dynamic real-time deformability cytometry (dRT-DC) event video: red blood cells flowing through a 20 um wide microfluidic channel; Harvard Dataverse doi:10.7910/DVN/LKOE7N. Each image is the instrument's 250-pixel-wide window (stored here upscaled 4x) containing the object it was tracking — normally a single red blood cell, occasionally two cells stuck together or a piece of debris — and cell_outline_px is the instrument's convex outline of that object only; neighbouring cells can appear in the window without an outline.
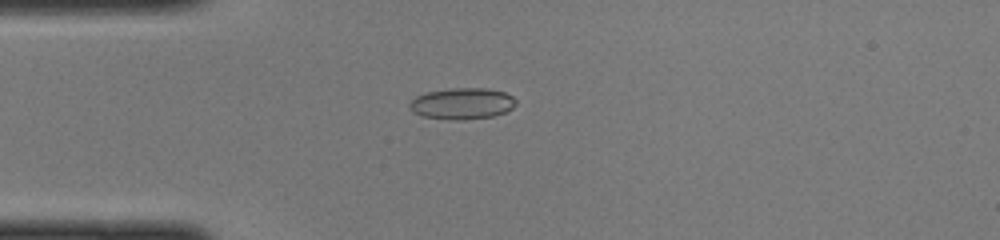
{"species": "common noctule bat (a hibernating species)", "species_latin": "Nyctalus noctula", "temperature_condition": "cold", "stored_images_in_passage": 46, "camera_frame_rate_fps": 3000, "um_per_image_px": 0.085, "animal": {"sex": "female", "body_mass_g": 22.0, "forearm_length_mm": 56.7}, "frame": {"image": 1, "passage_image": 12, "time_ms": 3.667, "image_size_px": [1000, 240], "cell_outline_px": [[516, 104], [512, 108], [504, 112], [492, 116], [464, 120], [448, 120], [420, 116], [412, 112], [408, 108], [408, 104], [416, 96], [428, 92], [452, 88], [488, 88], [504, 92], [512, 96], [516, 100]], "centroid_in_image_um": [39.25, 8.81], "position_along_channel_um": 45.8, "area_um2": 19.59}}
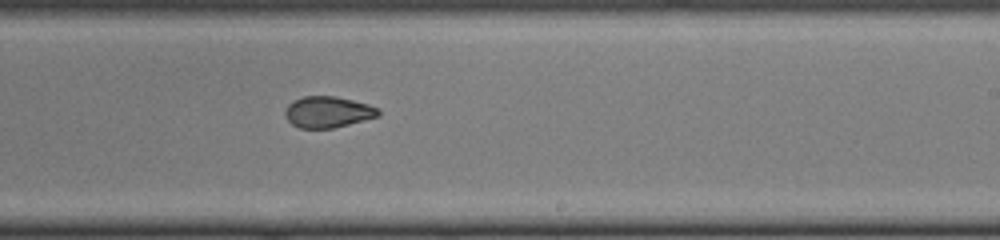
{"frame": {"image": 2, "passage_image": 28, "time_ms": 9.0, "image_size_px": [1000, 240], "cell_outline_px": [[380, 116], [332, 128], [300, 128], [292, 124], [284, 116], [284, 108], [292, 100], [304, 96], [336, 96], [368, 104], [380, 108]], "centroid_in_image_um": [27.85, 9.51], "position_along_channel_um": 261.2, "area_um2": 17.11}}
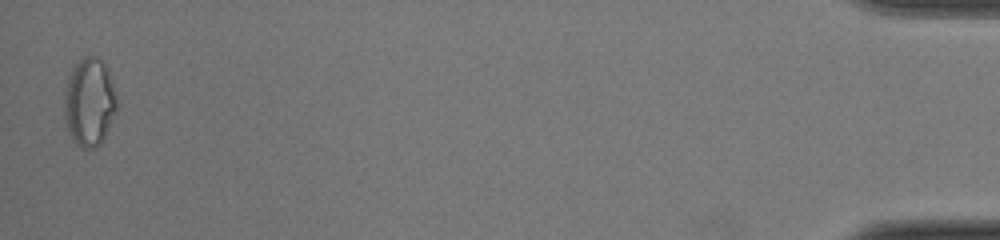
{"frame": {"image": 3, "passage_image": 46, "time_ms": 15.0, "image_size_px": [1000, 240], "cell_outline_px": [[116, 108], [108, 128], [100, 144], [96, 148], [80, 148], [72, 140], [68, 132], [64, 120], [64, 92], [68, 76], [72, 68], [84, 56], [100, 56], [108, 72], [116, 96]], "centroid_in_image_um": [7.55, 8.69], "position_along_channel_um": 427.6, "area_um2": 26.99}}